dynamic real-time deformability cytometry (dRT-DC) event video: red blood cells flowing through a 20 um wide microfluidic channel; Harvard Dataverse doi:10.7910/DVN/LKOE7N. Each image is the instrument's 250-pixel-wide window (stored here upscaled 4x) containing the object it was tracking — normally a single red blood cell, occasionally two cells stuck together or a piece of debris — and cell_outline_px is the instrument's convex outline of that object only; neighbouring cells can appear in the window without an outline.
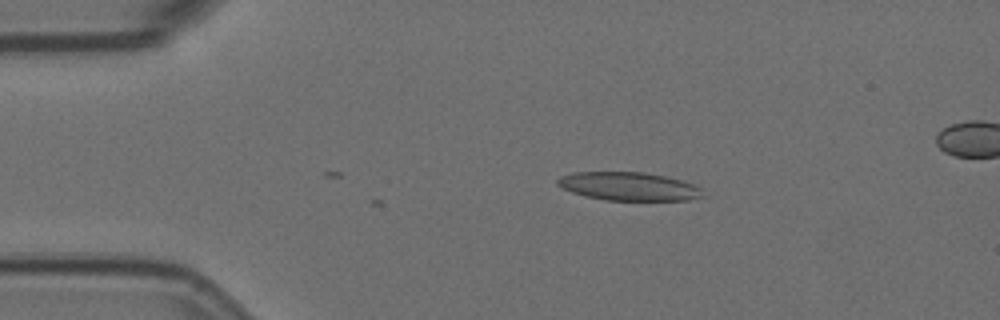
{"species": "Egyptian fruit bat (a non-hibernating species)", "species_latin": "Rousettus aegyptiacus", "temperature_condition": "room temperature", "stored_images_in_passage": 5, "camera_frame_rate_fps": 3000, "um_per_image_px": 0.085, "animal": {"sex": "female"}, "frame": {"image": 1, "passage_image": 3, "time_ms": 0.667, "image_size_px": [1000, 320], "cell_outline_px": [[704, 196], [688, 200], [604, 200], [584, 196], [572, 192], [556, 184], [556, 180], [560, 176], [572, 172], [644, 172], [664, 176], [680, 180], [692, 184], [700, 188]], "centroid_in_image_um": [53.4, 15.84], "position_along_channel_um": 31.6, "area_um2": 23.93}}
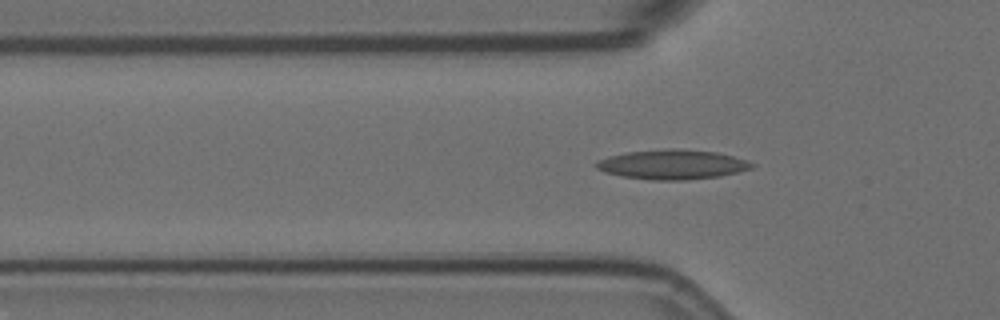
{"frame": {"image": 2, "passage_image": 5, "time_ms": 1.333, "image_size_px": [1000, 320], "cell_outline_px": [[756, 164], [752, 168], [720, 176], [684, 180], [652, 180], [620, 176], [604, 172], [596, 168], [592, 164], [596, 160], [608, 156], [624, 152], [668, 148], [676, 148], [716, 152], [748, 160]], "centroid_in_image_um": [57.09, 13.97], "position_along_channel_um": 68.7, "area_um2": 27.17}}